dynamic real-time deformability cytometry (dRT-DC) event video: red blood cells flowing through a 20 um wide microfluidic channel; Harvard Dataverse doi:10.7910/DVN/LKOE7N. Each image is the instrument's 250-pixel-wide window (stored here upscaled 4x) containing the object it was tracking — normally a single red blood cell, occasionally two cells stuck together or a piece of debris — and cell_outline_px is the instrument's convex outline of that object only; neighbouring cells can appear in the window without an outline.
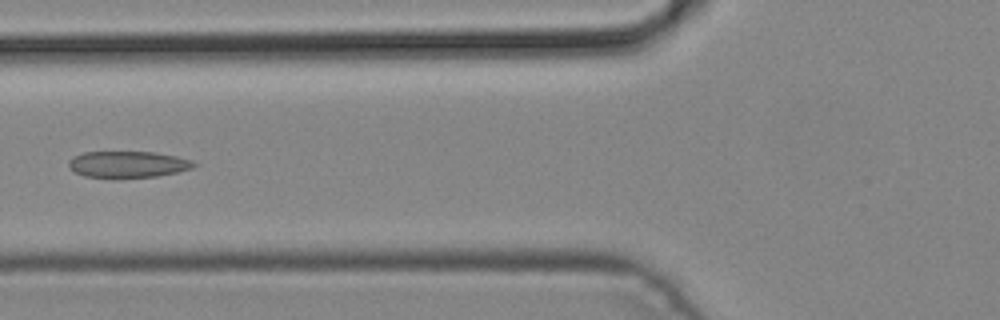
{"species": "common noctule bat (a hibernating species)", "species_latin": "Nyctalus noctula", "temperature_condition": "cold", "stored_images_in_passage": 5, "camera_frame_rate_fps": 3000, "um_per_image_px": 0.085, "animal": {"sex": "male", "body_mass_g": 19.2, "forearm_length_mm": 51.8}, "frame": {"image": 1, "passage_image": 5, "time_ms": 1.333, "image_size_px": [1000, 320], "cell_outline_px": [[200, 164], [192, 168], [176, 172], [156, 176], [112, 180], [84, 176], [68, 168], [68, 160], [72, 156], [84, 152], [156, 152], [176, 156], [192, 160]], "centroid_in_image_um": [10.83, 14.0], "position_along_channel_um": 115.0, "area_um2": 20.0}}